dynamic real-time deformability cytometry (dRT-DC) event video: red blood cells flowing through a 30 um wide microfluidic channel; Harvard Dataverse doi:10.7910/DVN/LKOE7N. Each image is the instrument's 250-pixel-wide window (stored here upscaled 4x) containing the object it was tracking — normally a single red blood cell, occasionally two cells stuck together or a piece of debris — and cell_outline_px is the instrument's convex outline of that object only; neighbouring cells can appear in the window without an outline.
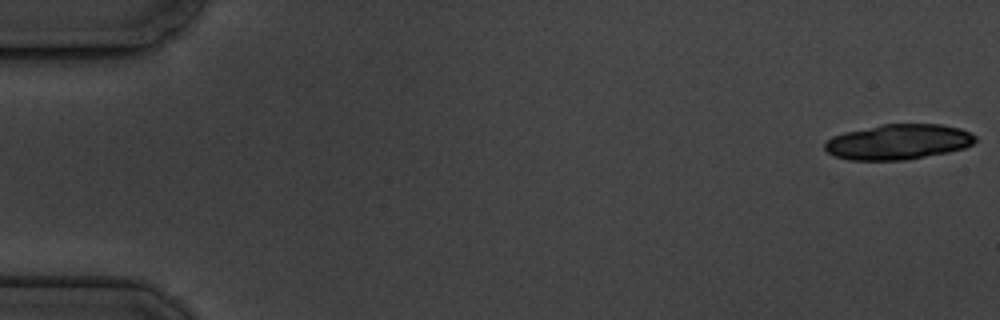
{"species": "common noctule bat (a hibernating species)", "species_latin": "Nyctalus noctula", "temperature_condition": "cold", "stored_images_in_passage": 8, "camera_frame_rate_fps": 3000, "um_per_image_px": 0.085, "animal": {"sex": "male", "body_mass_g": 19.5, "forearm_length_mm": 54.6}, "frame": {"image": 1, "passage_image": 1, "time_ms": 0.0, "image_size_px": [1000, 320], "cell_outline_px": [[976, 140], [972, 144], [964, 148], [948, 152], [908, 160], [848, 160], [836, 156], [828, 152], [824, 148], [824, 144], [832, 136], [844, 132], [884, 124], [940, 124], [960, 128], [976, 136]], "centroid_in_image_um": [76.35, 12.06], "position_along_channel_um": 8.6, "area_um2": 30.92}}